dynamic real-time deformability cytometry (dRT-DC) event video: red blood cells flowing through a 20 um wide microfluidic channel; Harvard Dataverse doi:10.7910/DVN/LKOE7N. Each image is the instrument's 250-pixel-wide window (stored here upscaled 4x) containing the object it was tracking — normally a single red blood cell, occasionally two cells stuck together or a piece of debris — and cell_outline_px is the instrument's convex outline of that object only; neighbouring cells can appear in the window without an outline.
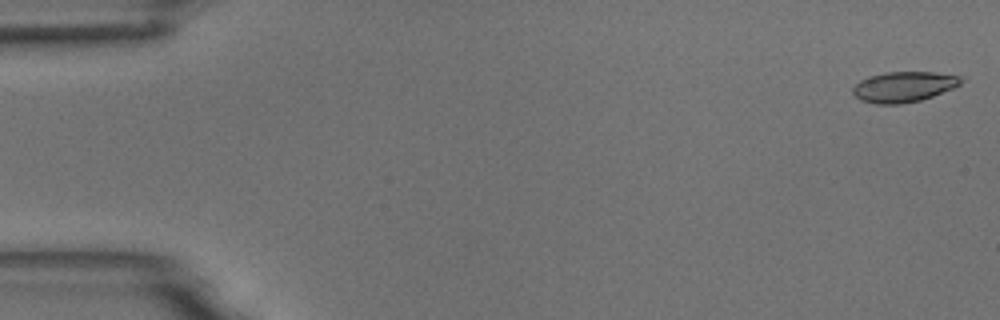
{"species": "common noctule bat (a hibernating species)", "species_latin": "Nyctalus noctula", "temperature_condition": "room temperature", "stored_images_in_passage": 18, "camera_frame_rate_fps": 3000, "um_per_image_px": 0.085, "animal": {"sex": "male", "body_mass_g": 18.8}, "frame": {"image": 1, "passage_image": 1, "time_ms": 0.0, "image_size_px": [1000, 320], "cell_outline_px": [[964, 76], [960, 84], [952, 88], [932, 96], [920, 100], [900, 104], [876, 104], [860, 100], [852, 92], [852, 88], [860, 80], [868, 76], [884, 72], [932, 72]], "centroid_in_image_um": [76.8, 7.37], "position_along_channel_um": 8.2, "area_um2": 19.19}}
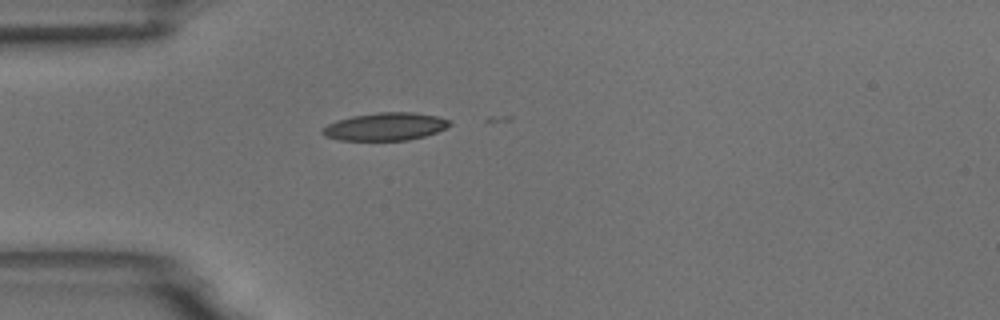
{"frame": {"image": 2, "passage_image": 15, "time_ms": 4.667, "image_size_px": [1000, 320], "cell_outline_px": [[452, 124], [436, 132], [424, 136], [408, 140], [340, 140], [324, 136], [320, 132], [320, 128], [336, 120], [352, 116], [380, 112], [412, 112], [436, 116], [452, 120]], "centroid_in_image_um": [32.72, 10.76], "position_along_channel_um": 52.3, "area_um2": 20.63}}